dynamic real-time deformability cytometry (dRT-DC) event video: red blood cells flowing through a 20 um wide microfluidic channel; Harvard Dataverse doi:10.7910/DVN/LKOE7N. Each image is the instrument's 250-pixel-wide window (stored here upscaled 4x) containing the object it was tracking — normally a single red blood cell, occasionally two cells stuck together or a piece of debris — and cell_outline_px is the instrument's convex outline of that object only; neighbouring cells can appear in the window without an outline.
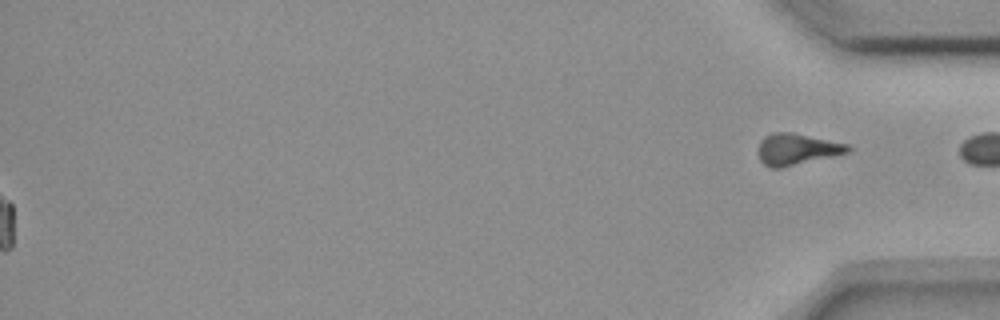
{"species": "common noctule bat (a hibernating species)", "species_latin": "Nyctalus noctula", "temperature_condition": "room temperature", "stored_images_in_passage": 40, "segment_of_instrument_passage": [2, 2], "camera_frame_rate_fps": 3000, "um_per_image_px": 0.085, "animal": {"sex": "female", "body_mass_g": 18.4}, "frame": {"image": 1, "passage_image": 40, "time_ms": 13.0, "image_size_px": [1000, 320], "cell_outline_px": [[852, 148], [848, 152], [832, 156], [780, 168], [768, 168], [760, 160], [760, 140], [764, 136], [772, 132], [792, 132], [848, 144]], "centroid_in_image_um": [67.72, 12.67], "position_along_channel_um": 367.5, "area_um2": 16.18}}